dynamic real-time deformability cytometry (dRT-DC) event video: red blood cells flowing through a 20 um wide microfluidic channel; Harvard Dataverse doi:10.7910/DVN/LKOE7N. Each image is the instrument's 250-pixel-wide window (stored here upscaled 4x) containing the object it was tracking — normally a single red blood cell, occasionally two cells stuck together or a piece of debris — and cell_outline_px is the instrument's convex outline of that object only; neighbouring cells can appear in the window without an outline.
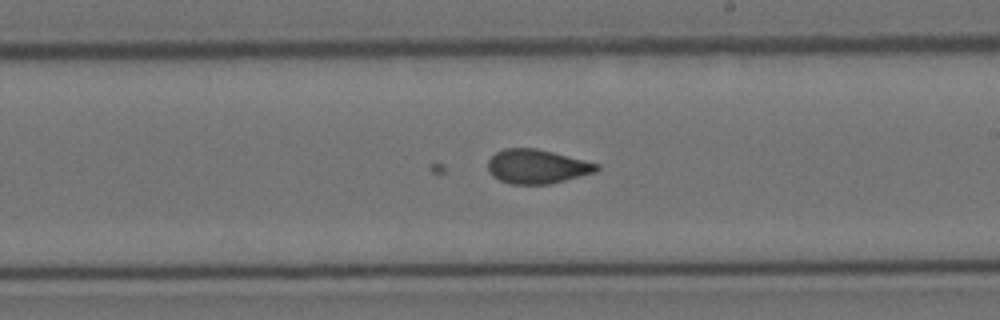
{"species": "Egyptian fruit bat (a non-hibernating species)", "species_latin": "Rousettus aegyptiacus", "temperature_condition": "cold", "stored_images_in_passage": 33, "camera_frame_rate_fps": 3000, "um_per_image_px": 0.085, "animal": {"sex": "female"}, "frame": {"image": 1, "passage_image": 15, "time_ms": 4.667, "image_size_px": [1000, 320], "cell_outline_px": [[600, 168], [596, 172], [548, 184], [512, 184], [500, 180], [492, 176], [488, 168], [488, 160], [496, 152], [504, 148], [536, 148], [600, 164]], "centroid_in_image_um": [45.64, 14.15], "position_along_channel_um": 243.4, "area_um2": 21.5}}
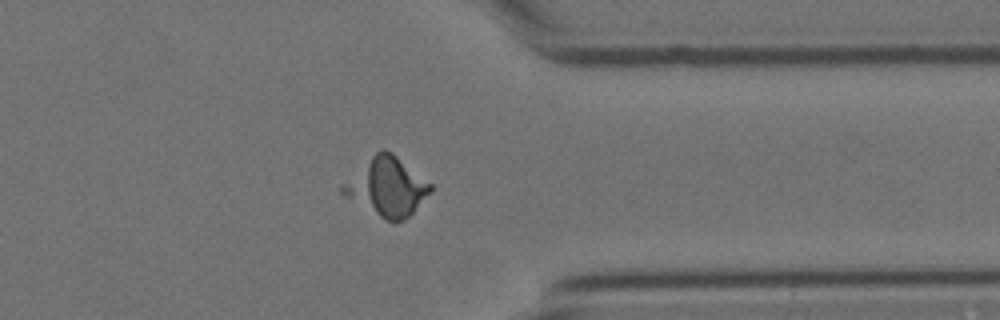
{"frame": {"image": 2, "passage_image": 27, "time_ms": 8.667, "image_size_px": [1000, 320], "cell_outline_px": [[432, 192], [404, 220], [384, 220], [344, 196], [340, 192], [340, 184], [376, 152], [384, 148], [392, 152], [432, 184]], "centroid_in_image_um": [32.86, 15.87], "position_along_channel_um": 378.5, "area_um2": 29.59}}